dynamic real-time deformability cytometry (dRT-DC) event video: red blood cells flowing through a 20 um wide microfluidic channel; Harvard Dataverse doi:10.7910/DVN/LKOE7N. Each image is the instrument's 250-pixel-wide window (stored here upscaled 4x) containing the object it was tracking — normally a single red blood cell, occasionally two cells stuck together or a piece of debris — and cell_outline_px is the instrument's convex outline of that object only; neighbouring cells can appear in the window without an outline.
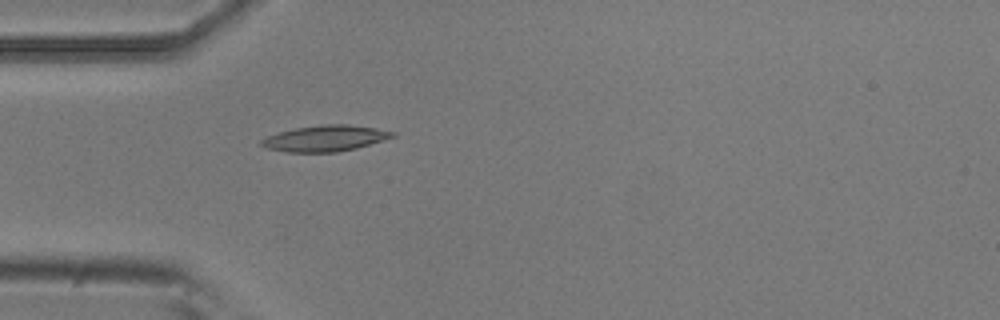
{"species": "common noctule bat (a hibernating species)", "species_latin": "Nyctalus noctula", "temperature_condition": "room temperature", "stored_images_in_passage": 5, "camera_frame_rate_fps": 3000, "um_per_image_px": 0.085, "animal": {"sex": "male", "body_mass_g": 20.5, "forearm_length_mm": 52.5}, "frame": {"image": 1, "passage_image": 5, "time_ms": 1.333, "image_size_px": [1000, 320], "cell_outline_px": [[396, 136], [384, 140], [356, 148], [336, 152], [288, 152], [268, 148], [260, 144], [260, 140], [268, 136], [280, 132], [296, 128], [324, 124], [348, 124], [376, 128], [396, 132]], "centroid_in_image_um": [27.68, 11.75], "position_along_channel_um": 57.3, "area_um2": 19.71}}